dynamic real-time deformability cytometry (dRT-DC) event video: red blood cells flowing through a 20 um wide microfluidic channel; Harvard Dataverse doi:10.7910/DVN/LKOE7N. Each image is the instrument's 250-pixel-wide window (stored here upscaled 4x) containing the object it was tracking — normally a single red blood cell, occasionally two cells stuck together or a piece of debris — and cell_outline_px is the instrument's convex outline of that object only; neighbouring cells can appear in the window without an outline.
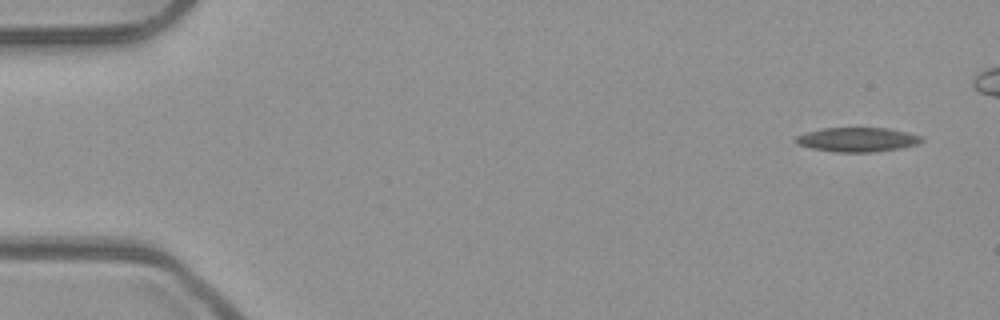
{"species": "common noctule bat (a hibernating species)", "species_latin": "Nyctalus noctula", "temperature_condition": "room temperature", "stored_images_in_passage": 7, "camera_frame_rate_fps": 3000, "um_per_image_px": 0.085, "animal": {"sex": "male", "body_mass_g": 23.1, "forearm_length_mm": 52.7}, "frame": {"image": 1, "passage_image": 1, "time_ms": 0.0, "image_size_px": [1000, 320], "cell_outline_px": [[924, 140], [916, 144], [900, 148], [876, 152], [832, 152], [812, 148], [796, 144], [792, 140], [796, 136], [808, 132], [824, 128], [888, 128], [908, 132], [924, 136]], "centroid_in_image_um": [72.88, 11.87], "position_along_channel_um": 12.1, "area_um2": 17.98}}